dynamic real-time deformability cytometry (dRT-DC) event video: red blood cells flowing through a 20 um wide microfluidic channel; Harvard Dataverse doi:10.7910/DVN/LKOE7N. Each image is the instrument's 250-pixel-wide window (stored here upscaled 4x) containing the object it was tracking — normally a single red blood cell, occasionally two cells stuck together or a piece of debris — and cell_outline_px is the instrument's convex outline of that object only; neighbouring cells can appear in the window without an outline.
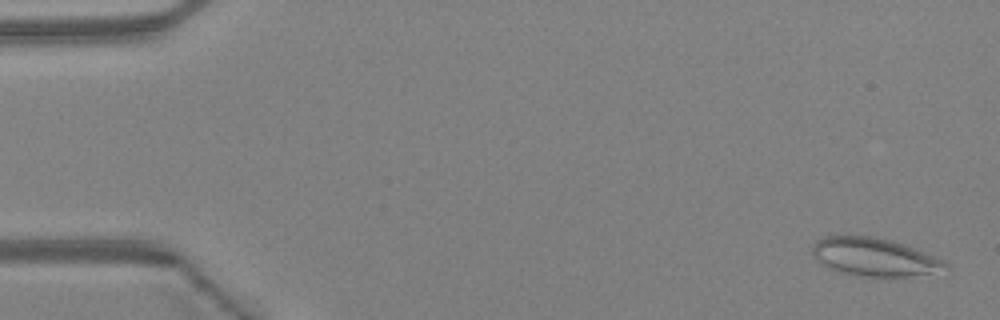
{"species": "Egyptian fruit bat (a non-hibernating species)", "species_latin": "Rousettus aegyptiacus", "temperature_condition": "warm", "stored_images_in_passage": 46, "camera_frame_rate_fps": 3000, "um_per_image_px": 0.085, "animal": {"sex": "female"}, "frame": {"image": 1, "passage_image": 2, "time_ms": 0.333, "image_size_px": [1000, 320], "cell_outline_px": [[948, 276], [864, 276], [840, 272], [828, 268], [812, 252], [812, 248], [816, 240], [824, 236], [868, 236], [892, 240], [904, 244], [944, 260], [948, 264]], "centroid_in_image_um": [74.49, 21.88], "position_along_channel_um": 10.5, "area_um2": 30.0}}
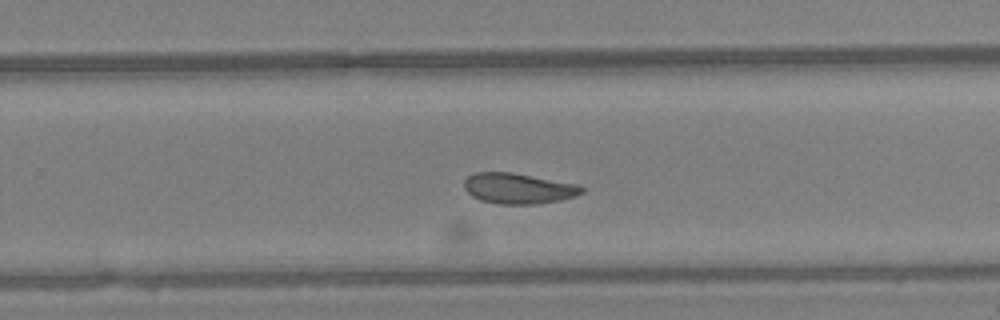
{"frame": {"image": 2, "passage_image": 30, "time_ms": 9.667, "image_size_px": [1000, 320], "cell_outline_px": [[584, 192], [576, 196], [560, 200], [532, 204], [500, 204], [480, 200], [472, 196], [464, 188], [464, 180], [468, 176], [476, 172], [512, 172], [576, 184], [584, 188]], "centroid_in_image_um": [44.04, 16.01], "position_along_channel_um": 285.8, "area_um2": 20.87}}
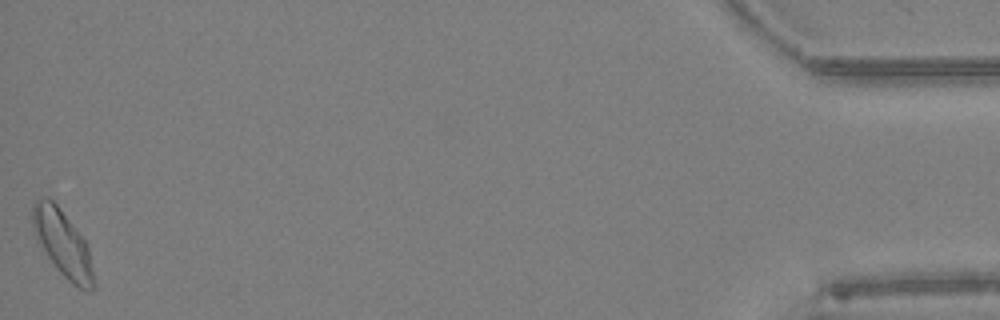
{"frame": {"image": 3, "passage_image": 46, "time_ms": 15.0, "image_size_px": [1000, 320], "cell_outline_px": [[96, 284], [92, 292], [88, 292], [72, 284], [60, 272], [36, 240], [32, 224], [32, 204], [36, 196], [48, 196], [56, 204], [84, 240], [88, 248]], "centroid_in_image_um": [5.31, 20.69], "position_along_channel_um": 429.9, "area_um2": 23.58}, "authors_computed_cell_mechanics": {"area_um2": 21.4149, "velocity_mm_per_s": 4.471, "shape_relaxation_time_tau1_ms": null, "shape_relaxation_time_tau2_ms": 1.5745, "deformation_change_tau1": null, "deformation_change_tau2": 0.0615}}